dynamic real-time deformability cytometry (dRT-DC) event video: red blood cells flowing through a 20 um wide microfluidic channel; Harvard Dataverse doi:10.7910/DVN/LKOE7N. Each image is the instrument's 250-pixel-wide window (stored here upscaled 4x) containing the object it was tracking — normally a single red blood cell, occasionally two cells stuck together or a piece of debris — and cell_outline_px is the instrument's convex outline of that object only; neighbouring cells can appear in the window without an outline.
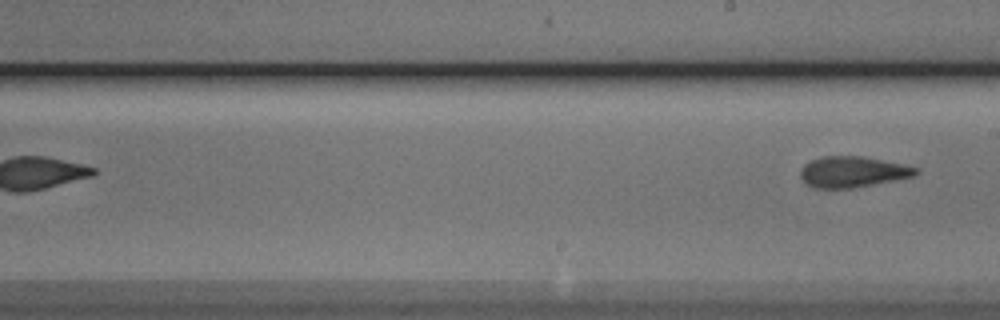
{"species": "Egyptian fruit bat (a non-hibernating species)", "species_latin": "Rousettus aegyptiacus", "temperature_condition": "cold", "stored_images_in_passage": 8, "segment_of_instrument_passage": [2, 2], "camera_frame_rate_fps": 3000, "um_per_image_px": 0.085, "animal": {"sex": "male"}, "frame": {"image": 1, "passage_image": 8, "time_ms": 9.0, "image_size_px": [1000, 320], "cell_outline_px": [[920, 172], [912, 176], [896, 180], [852, 188], [812, 188], [800, 176], [800, 168], [804, 164], [820, 156], [864, 156], [920, 168]], "centroid_in_image_um": [72.47, 14.6], "position_along_channel_um": 216.5, "area_um2": 20.81}}